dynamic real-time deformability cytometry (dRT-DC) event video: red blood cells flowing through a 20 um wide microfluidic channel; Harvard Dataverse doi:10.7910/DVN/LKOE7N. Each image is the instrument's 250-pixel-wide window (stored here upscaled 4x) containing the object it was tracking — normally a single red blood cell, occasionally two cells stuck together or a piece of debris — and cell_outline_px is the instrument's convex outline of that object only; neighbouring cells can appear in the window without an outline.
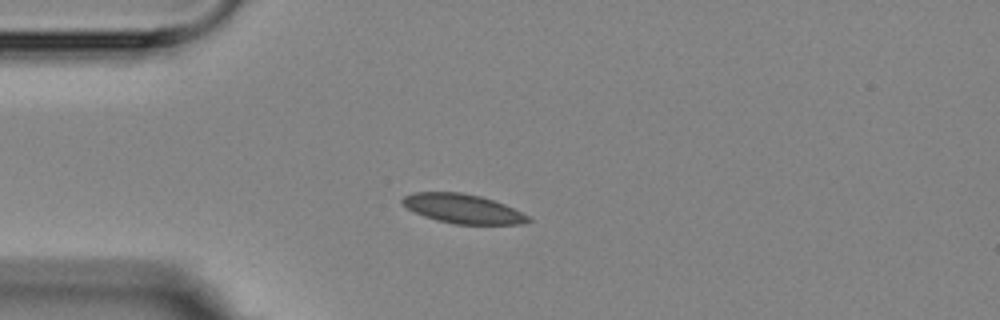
{"species": "Egyptian fruit bat (a non-hibernating species)", "species_latin": "Rousettus aegyptiacus", "temperature_condition": "room temperature", "stored_images_in_passage": 14, "camera_frame_rate_fps": 3000, "um_per_image_px": 0.085, "animal": {"sex": "female"}, "frame": {"image": 1, "passage_image": 2, "time_ms": 1.0, "image_size_px": [1000, 320], "cell_outline_px": [[532, 220], [524, 224], [452, 224], [436, 220], [424, 216], [400, 204], [400, 200], [404, 196], [412, 192], [460, 192], [480, 196], [504, 204], [528, 216]], "centroid_in_image_um": [39.3, 17.74], "position_along_channel_um": 45.7, "area_um2": 21.39}}
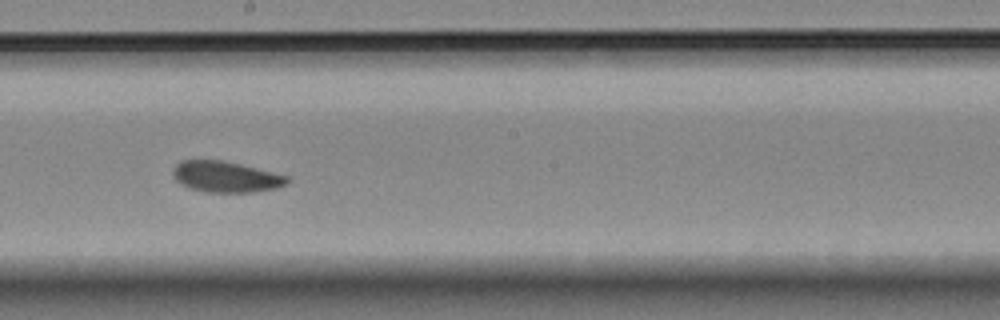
{"frame": {"image": 2, "passage_image": 7, "time_ms": 6.667, "image_size_px": [1000, 320], "cell_outline_px": [[288, 184], [276, 188], [252, 192], [204, 192], [188, 188], [180, 184], [176, 180], [172, 172], [172, 168], [180, 160], [224, 160], [288, 176]], "centroid_in_image_um": [19.15, 15.03], "position_along_channel_um": 229.1, "area_um2": 20.69}}
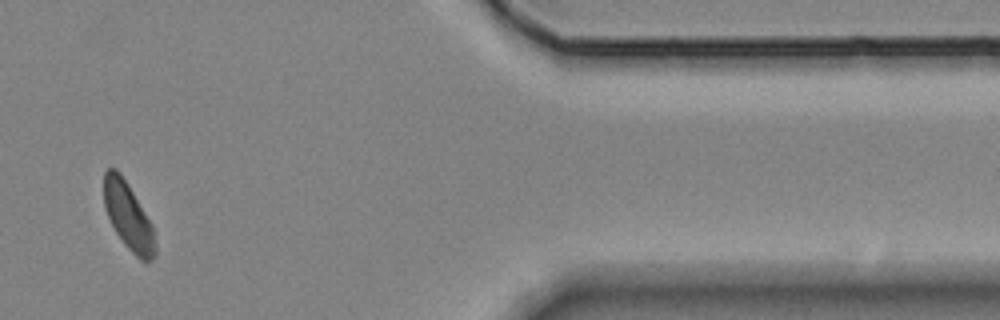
{"frame": {"image": 3, "passage_image": 12, "time_ms": 12.667, "image_size_px": [1000, 320], "cell_outline_px": [[156, 256], [152, 260], [140, 260], [124, 244], [116, 232], [108, 216], [104, 204], [104, 172], [108, 168], [116, 168], [120, 172], [128, 184], [152, 224], [156, 244]], "centroid_in_image_um": [10.91, 18.38], "position_along_channel_um": 400.5, "area_um2": 19.94}, "authors_computed_cell_mechanics": {"area_um2": 21.0103, "velocity_mm_per_s": 3.5146, "shape_relaxation_time_tau1_ms": 9.5502, "shape_relaxation_time_tau2_ms": null, "deformation_change_tau1": 0.1476, "deformation_change_tau2": null}}